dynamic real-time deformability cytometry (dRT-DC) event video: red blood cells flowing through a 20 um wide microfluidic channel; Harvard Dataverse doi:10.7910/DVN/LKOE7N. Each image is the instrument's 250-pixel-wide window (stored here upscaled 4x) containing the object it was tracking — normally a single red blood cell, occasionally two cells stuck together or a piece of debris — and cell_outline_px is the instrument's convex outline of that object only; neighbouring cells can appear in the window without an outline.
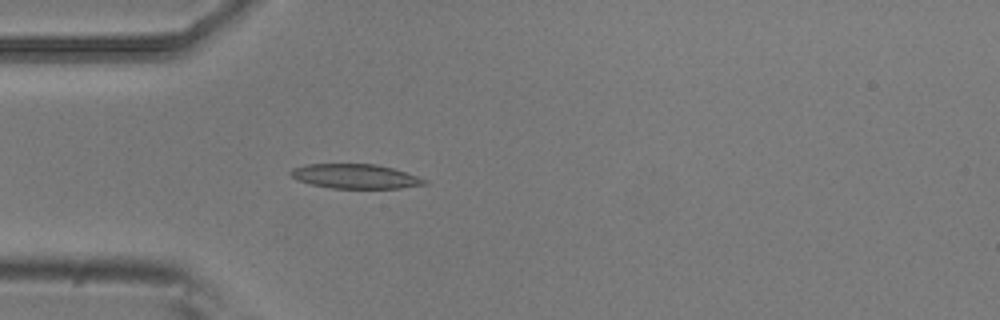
{"species": "common noctule bat (a hibernating species)", "species_latin": "Nyctalus noctula", "temperature_condition": "room temperature", "stored_images_in_passage": 3, "camera_frame_rate_fps": 3000, "um_per_image_px": 0.085, "animal": {"sex": "male", "body_mass_g": 20.5, "forearm_length_mm": 52.5}, "frame": {"image": 1, "passage_image": 3, "time_ms": 0.667, "image_size_px": [1000, 320], "cell_outline_px": [[428, 184], [400, 188], [332, 188], [312, 184], [296, 180], [288, 172], [292, 168], [304, 164], [376, 164], [392, 168], [428, 180]], "centroid_in_image_um": [30.17, 14.98], "position_along_channel_um": 54.8, "area_um2": 19.02}}